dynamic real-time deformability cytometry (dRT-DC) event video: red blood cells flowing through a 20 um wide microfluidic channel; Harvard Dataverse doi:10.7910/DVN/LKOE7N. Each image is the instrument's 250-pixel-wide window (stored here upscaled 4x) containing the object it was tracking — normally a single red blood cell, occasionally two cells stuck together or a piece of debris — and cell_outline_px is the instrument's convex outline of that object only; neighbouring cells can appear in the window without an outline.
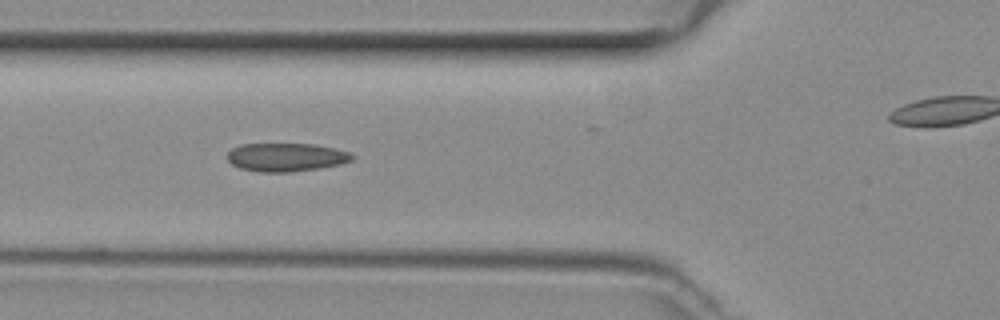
{"species": "common noctule bat (a hibernating species)", "species_latin": "Nyctalus noctula", "temperature_condition": "room temperature", "stored_images_in_passage": 29, "camera_frame_rate_fps": 3000, "um_per_image_px": 0.085, "animal": {"sex": "female", "body_mass_g": 29.2, "forearm_length_mm": 56.3}, "frame": {"image": 1, "passage_image": 7, "time_ms": 2.0, "image_size_px": [1000, 320], "cell_outline_px": [[352, 160], [340, 164], [320, 168], [288, 172], [260, 172], [240, 168], [232, 164], [228, 160], [228, 152], [232, 148], [240, 144], [312, 144], [336, 148], [348, 152], [352, 156]], "centroid_in_image_um": [24.29, 13.36], "position_along_channel_um": 101.5, "area_um2": 20.52}}
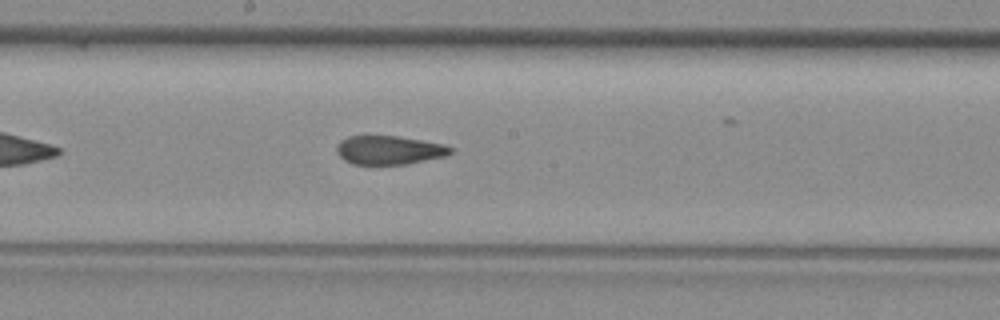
{"frame": {"image": 2, "passage_image": 15, "time_ms": 4.667, "image_size_px": [1000, 320], "cell_outline_px": [[452, 152], [448, 156], [408, 164], [352, 164], [344, 160], [336, 152], [336, 144], [340, 140], [348, 136], [396, 136], [444, 144], [452, 148]], "centroid_in_image_um": [33.07, 12.76], "position_along_channel_um": 215.1, "area_um2": 19.19}}
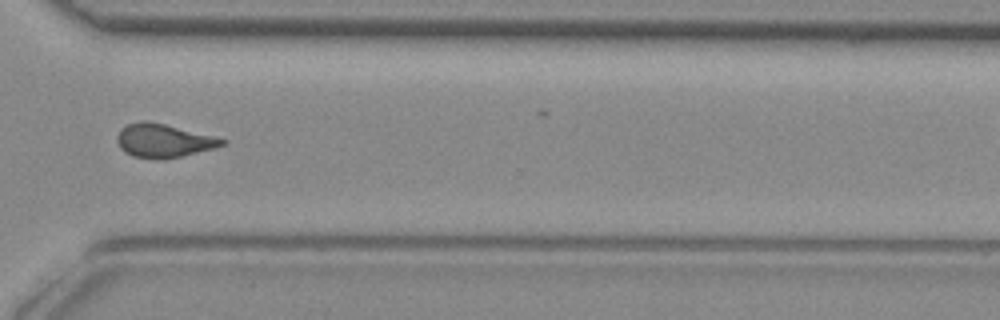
{"frame": {"image": 3, "passage_image": 25, "time_ms": 8.0, "image_size_px": [1000, 320], "cell_outline_px": [[228, 140], [224, 144], [216, 148], [164, 160], [156, 160], [132, 156], [124, 152], [120, 148], [116, 140], [116, 136], [120, 128], [128, 124], [140, 120], [148, 120]], "centroid_in_image_um": [13.85, 11.97], "position_along_channel_um": 356.8, "area_um2": 20.69}}